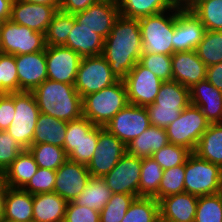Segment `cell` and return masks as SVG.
Segmentation results:
<instances>
[{
	"mask_svg": "<svg viewBox=\"0 0 222 222\" xmlns=\"http://www.w3.org/2000/svg\"><path fill=\"white\" fill-rule=\"evenodd\" d=\"M168 143L166 130L150 125L138 137L127 144V153L140 158L152 157L153 153Z\"/></svg>",
	"mask_w": 222,
	"mask_h": 222,
	"instance_id": "27",
	"label": "cell"
},
{
	"mask_svg": "<svg viewBox=\"0 0 222 222\" xmlns=\"http://www.w3.org/2000/svg\"><path fill=\"white\" fill-rule=\"evenodd\" d=\"M141 54L139 20L119 15L105 39L102 52L111 72L123 80L139 61Z\"/></svg>",
	"mask_w": 222,
	"mask_h": 222,
	"instance_id": "1",
	"label": "cell"
},
{
	"mask_svg": "<svg viewBox=\"0 0 222 222\" xmlns=\"http://www.w3.org/2000/svg\"><path fill=\"white\" fill-rule=\"evenodd\" d=\"M191 153L192 152L185 147L168 143L166 146L153 153L152 157L163 170H166L186 163Z\"/></svg>",
	"mask_w": 222,
	"mask_h": 222,
	"instance_id": "43",
	"label": "cell"
},
{
	"mask_svg": "<svg viewBox=\"0 0 222 222\" xmlns=\"http://www.w3.org/2000/svg\"><path fill=\"white\" fill-rule=\"evenodd\" d=\"M23 150L12 135L0 131V172L4 173Z\"/></svg>",
	"mask_w": 222,
	"mask_h": 222,
	"instance_id": "48",
	"label": "cell"
},
{
	"mask_svg": "<svg viewBox=\"0 0 222 222\" xmlns=\"http://www.w3.org/2000/svg\"><path fill=\"white\" fill-rule=\"evenodd\" d=\"M136 197L130 194L113 193L100 211V222H121Z\"/></svg>",
	"mask_w": 222,
	"mask_h": 222,
	"instance_id": "40",
	"label": "cell"
},
{
	"mask_svg": "<svg viewBox=\"0 0 222 222\" xmlns=\"http://www.w3.org/2000/svg\"><path fill=\"white\" fill-rule=\"evenodd\" d=\"M19 92L15 56L2 53L0 55V94Z\"/></svg>",
	"mask_w": 222,
	"mask_h": 222,
	"instance_id": "42",
	"label": "cell"
},
{
	"mask_svg": "<svg viewBox=\"0 0 222 222\" xmlns=\"http://www.w3.org/2000/svg\"><path fill=\"white\" fill-rule=\"evenodd\" d=\"M67 122L53 116L39 113L32 144L49 143L64 146Z\"/></svg>",
	"mask_w": 222,
	"mask_h": 222,
	"instance_id": "28",
	"label": "cell"
},
{
	"mask_svg": "<svg viewBox=\"0 0 222 222\" xmlns=\"http://www.w3.org/2000/svg\"><path fill=\"white\" fill-rule=\"evenodd\" d=\"M222 184V168L192 152L185 163V192L196 196L217 194Z\"/></svg>",
	"mask_w": 222,
	"mask_h": 222,
	"instance_id": "5",
	"label": "cell"
},
{
	"mask_svg": "<svg viewBox=\"0 0 222 222\" xmlns=\"http://www.w3.org/2000/svg\"><path fill=\"white\" fill-rule=\"evenodd\" d=\"M98 1L99 0H60L59 9L63 12L74 14L86 10Z\"/></svg>",
	"mask_w": 222,
	"mask_h": 222,
	"instance_id": "52",
	"label": "cell"
},
{
	"mask_svg": "<svg viewBox=\"0 0 222 222\" xmlns=\"http://www.w3.org/2000/svg\"><path fill=\"white\" fill-rule=\"evenodd\" d=\"M127 152L126 145L106 128L98 126V142L87 168L91 176L103 177Z\"/></svg>",
	"mask_w": 222,
	"mask_h": 222,
	"instance_id": "10",
	"label": "cell"
},
{
	"mask_svg": "<svg viewBox=\"0 0 222 222\" xmlns=\"http://www.w3.org/2000/svg\"><path fill=\"white\" fill-rule=\"evenodd\" d=\"M67 204L55 192L33 195V222H64Z\"/></svg>",
	"mask_w": 222,
	"mask_h": 222,
	"instance_id": "24",
	"label": "cell"
},
{
	"mask_svg": "<svg viewBox=\"0 0 222 222\" xmlns=\"http://www.w3.org/2000/svg\"><path fill=\"white\" fill-rule=\"evenodd\" d=\"M194 222H222V201L218 193L198 197Z\"/></svg>",
	"mask_w": 222,
	"mask_h": 222,
	"instance_id": "41",
	"label": "cell"
},
{
	"mask_svg": "<svg viewBox=\"0 0 222 222\" xmlns=\"http://www.w3.org/2000/svg\"><path fill=\"white\" fill-rule=\"evenodd\" d=\"M28 150L34 156L39 168L56 171L68 159L64 148L49 143L32 144Z\"/></svg>",
	"mask_w": 222,
	"mask_h": 222,
	"instance_id": "35",
	"label": "cell"
},
{
	"mask_svg": "<svg viewBox=\"0 0 222 222\" xmlns=\"http://www.w3.org/2000/svg\"><path fill=\"white\" fill-rule=\"evenodd\" d=\"M191 104L190 90L176 81H164L152 105L156 108L185 109Z\"/></svg>",
	"mask_w": 222,
	"mask_h": 222,
	"instance_id": "31",
	"label": "cell"
},
{
	"mask_svg": "<svg viewBox=\"0 0 222 222\" xmlns=\"http://www.w3.org/2000/svg\"><path fill=\"white\" fill-rule=\"evenodd\" d=\"M0 47L2 53L11 55L43 51L46 48L45 34L9 19L0 24Z\"/></svg>",
	"mask_w": 222,
	"mask_h": 222,
	"instance_id": "8",
	"label": "cell"
},
{
	"mask_svg": "<svg viewBox=\"0 0 222 222\" xmlns=\"http://www.w3.org/2000/svg\"><path fill=\"white\" fill-rule=\"evenodd\" d=\"M117 2L121 16L140 19L170 10L178 0H117Z\"/></svg>",
	"mask_w": 222,
	"mask_h": 222,
	"instance_id": "29",
	"label": "cell"
},
{
	"mask_svg": "<svg viewBox=\"0 0 222 222\" xmlns=\"http://www.w3.org/2000/svg\"><path fill=\"white\" fill-rule=\"evenodd\" d=\"M64 222H100V212L68 202Z\"/></svg>",
	"mask_w": 222,
	"mask_h": 222,
	"instance_id": "50",
	"label": "cell"
},
{
	"mask_svg": "<svg viewBox=\"0 0 222 222\" xmlns=\"http://www.w3.org/2000/svg\"><path fill=\"white\" fill-rule=\"evenodd\" d=\"M190 90L191 104L199 107L210 124L222 123V92L207 79L194 84Z\"/></svg>",
	"mask_w": 222,
	"mask_h": 222,
	"instance_id": "21",
	"label": "cell"
},
{
	"mask_svg": "<svg viewBox=\"0 0 222 222\" xmlns=\"http://www.w3.org/2000/svg\"><path fill=\"white\" fill-rule=\"evenodd\" d=\"M206 79L222 92V62L207 67Z\"/></svg>",
	"mask_w": 222,
	"mask_h": 222,
	"instance_id": "53",
	"label": "cell"
},
{
	"mask_svg": "<svg viewBox=\"0 0 222 222\" xmlns=\"http://www.w3.org/2000/svg\"><path fill=\"white\" fill-rule=\"evenodd\" d=\"M0 222H15V221L1 219Z\"/></svg>",
	"mask_w": 222,
	"mask_h": 222,
	"instance_id": "60",
	"label": "cell"
},
{
	"mask_svg": "<svg viewBox=\"0 0 222 222\" xmlns=\"http://www.w3.org/2000/svg\"><path fill=\"white\" fill-rule=\"evenodd\" d=\"M58 10L59 6L40 5L13 0L10 20L16 24L46 34L48 26Z\"/></svg>",
	"mask_w": 222,
	"mask_h": 222,
	"instance_id": "18",
	"label": "cell"
},
{
	"mask_svg": "<svg viewBox=\"0 0 222 222\" xmlns=\"http://www.w3.org/2000/svg\"><path fill=\"white\" fill-rule=\"evenodd\" d=\"M14 108L15 115L6 131L22 148L28 149L32 145L40 113L34 94L26 91L15 92Z\"/></svg>",
	"mask_w": 222,
	"mask_h": 222,
	"instance_id": "7",
	"label": "cell"
},
{
	"mask_svg": "<svg viewBox=\"0 0 222 222\" xmlns=\"http://www.w3.org/2000/svg\"><path fill=\"white\" fill-rule=\"evenodd\" d=\"M14 56L19 78V92H32L47 79L45 50Z\"/></svg>",
	"mask_w": 222,
	"mask_h": 222,
	"instance_id": "19",
	"label": "cell"
},
{
	"mask_svg": "<svg viewBox=\"0 0 222 222\" xmlns=\"http://www.w3.org/2000/svg\"><path fill=\"white\" fill-rule=\"evenodd\" d=\"M3 202H4V185L0 186V218L3 215Z\"/></svg>",
	"mask_w": 222,
	"mask_h": 222,
	"instance_id": "57",
	"label": "cell"
},
{
	"mask_svg": "<svg viewBox=\"0 0 222 222\" xmlns=\"http://www.w3.org/2000/svg\"><path fill=\"white\" fill-rule=\"evenodd\" d=\"M2 219L33 222V195L23 189L4 186Z\"/></svg>",
	"mask_w": 222,
	"mask_h": 222,
	"instance_id": "23",
	"label": "cell"
},
{
	"mask_svg": "<svg viewBox=\"0 0 222 222\" xmlns=\"http://www.w3.org/2000/svg\"><path fill=\"white\" fill-rule=\"evenodd\" d=\"M209 124L202 110L190 104L165 130L169 143L194 152Z\"/></svg>",
	"mask_w": 222,
	"mask_h": 222,
	"instance_id": "6",
	"label": "cell"
},
{
	"mask_svg": "<svg viewBox=\"0 0 222 222\" xmlns=\"http://www.w3.org/2000/svg\"><path fill=\"white\" fill-rule=\"evenodd\" d=\"M218 195L220 196V199L222 201V184L220 185L219 191H218Z\"/></svg>",
	"mask_w": 222,
	"mask_h": 222,
	"instance_id": "58",
	"label": "cell"
},
{
	"mask_svg": "<svg viewBox=\"0 0 222 222\" xmlns=\"http://www.w3.org/2000/svg\"><path fill=\"white\" fill-rule=\"evenodd\" d=\"M56 171L46 168H38L37 172L23 188L24 191L35 195L54 192Z\"/></svg>",
	"mask_w": 222,
	"mask_h": 222,
	"instance_id": "47",
	"label": "cell"
},
{
	"mask_svg": "<svg viewBox=\"0 0 222 222\" xmlns=\"http://www.w3.org/2000/svg\"><path fill=\"white\" fill-rule=\"evenodd\" d=\"M185 163L163 171L158 192L153 196L160 199L185 192L184 187Z\"/></svg>",
	"mask_w": 222,
	"mask_h": 222,
	"instance_id": "39",
	"label": "cell"
},
{
	"mask_svg": "<svg viewBox=\"0 0 222 222\" xmlns=\"http://www.w3.org/2000/svg\"><path fill=\"white\" fill-rule=\"evenodd\" d=\"M98 142V126H95L82 140L75 146L68 155V159L73 162L88 165L91 161Z\"/></svg>",
	"mask_w": 222,
	"mask_h": 222,
	"instance_id": "46",
	"label": "cell"
},
{
	"mask_svg": "<svg viewBox=\"0 0 222 222\" xmlns=\"http://www.w3.org/2000/svg\"><path fill=\"white\" fill-rule=\"evenodd\" d=\"M34 156L24 149L3 173V185L23 189L38 170Z\"/></svg>",
	"mask_w": 222,
	"mask_h": 222,
	"instance_id": "26",
	"label": "cell"
},
{
	"mask_svg": "<svg viewBox=\"0 0 222 222\" xmlns=\"http://www.w3.org/2000/svg\"><path fill=\"white\" fill-rule=\"evenodd\" d=\"M127 104L125 83L123 80H118L112 86L84 96L82 116L95 126L104 127Z\"/></svg>",
	"mask_w": 222,
	"mask_h": 222,
	"instance_id": "3",
	"label": "cell"
},
{
	"mask_svg": "<svg viewBox=\"0 0 222 222\" xmlns=\"http://www.w3.org/2000/svg\"><path fill=\"white\" fill-rule=\"evenodd\" d=\"M163 171L162 167L154 160L153 157L142 158L139 197H153L158 192Z\"/></svg>",
	"mask_w": 222,
	"mask_h": 222,
	"instance_id": "36",
	"label": "cell"
},
{
	"mask_svg": "<svg viewBox=\"0 0 222 222\" xmlns=\"http://www.w3.org/2000/svg\"><path fill=\"white\" fill-rule=\"evenodd\" d=\"M90 177L87 165L67 159L56 170L54 192L71 202L81 194Z\"/></svg>",
	"mask_w": 222,
	"mask_h": 222,
	"instance_id": "16",
	"label": "cell"
},
{
	"mask_svg": "<svg viewBox=\"0 0 222 222\" xmlns=\"http://www.w3.org/2000/svg\"><path fill=\"white\" fill-rule=\"evenodd\" d=\"M3 184V173L0 172V186Z\"/></svg>",
	"mask_w": 222,
	"mask_h": 222,
	"instance_id": "59",
	"label": "cell"
},
{
	"mask_svg": "<svg viewBox=\"0 0 222 222\" xmlns=\"http://www.w3.org/2000/svg\"><path fill=\"white\" fill-rule=\"evenodd\" d=\"M150 126V119L145 107L127 104L105 126L126 146Z\"/></svg>",
	"mask_w": 222,
	"mask_h": 222,
	"instance_id": "14",
	"label": "cell"
},
{
	"mask_svg": "<svg viewBox=\"0 0 222 222\" xmlns=\"http://www.w3.org/2000/svg\"><path fill=\"white\" fill-rule=\"evenodd\" d=\"M198 196L179 193L159 200L160 220L163 222H194Z\"/></svg>",
	"mask_w": 222,
	"mask_h": 222,
	"instance_id": "22",
	"label": "cell"
},
{
	"mask_svg": "<svg viewBox=\"0 0 222 222\" xmlns=\"http://www.w3.org/2000/svg\"><path fill=\"white\" fill-rule=\"evenodd\" d=\"M159 201L154 197H136L121 222H158Z\"/></svg>",
	"mask_w": 222,
	"mask_h": 222,
	"instance_id": "34",
	"label": "cell"
},
{
	"mask_svg": "<svg viewBox=\"0 0 222 222\" xmlns=\"http://www.w3.org/2000/svg\"><path fill=\"white\" fill-rule=\"evenodd\" d=\"M13 0H0V21L4 22L10 19L11 6Z\"/></svg>",
	"mask_w": 222,
	"mask_h": 222,
	"instance_id": "54",
	"label": "cell"
},
{
	"mask_svg": "<svg viewBox=\"0 0 222 222\" xmlns=\"http://www.w3.org/2000/svg\"><path fill=\"white\" fill-rule=\"evenodd\" d=\"M32 93L41 113L66 122L82 116V98L73 84L46 79Z\"/></svg>",
	"mask_w": 222,
	"mask_h": 222,
	"instance_id": "2",
	"label": "cell"
},
{
	"mask_svg": "<svg viewBox=\"0 0 222 222\" xmlns=\"http://www.w3.org/2000/svg\"><path fill=\"white\" fill-rule=\"evenodd\" d=\"M20 1L33 4H40V5L60 6V0H20Z\"/></svg>",
	"mask_w": 222,
	"mask_h": 222,
	"instance_id": "56",
	"label": "cell"
},
{
	"mask_svg": "<svg viewBox=\"0 0 222 222\" xmlns=\"http://www.w3.org/2000/svg\"><path fill=\"white\" fill-rule=\"evenodd\" d=\"M76 22L88 27L104 39L110 34L119 14L117 0H99L86 10L73 14Z\"/></svg>",
	"mask_w": 222,
	"mask_h": 222,
	"instance_id": "17",
	"label": "cell"
},
{
	"mask_svg": "<svg viewBox=\"0 0 222 222\" xmlns=\"http://www.w3.org/2000/svg\"><path fill=\"white\" fill-rule=\"evenodd\" d=\"M95 125L91 123L86 117L81 116L78 119L67 122L64 150L69 155L82 140V138L88 134Z\"/></svg>",
	"mask_w": 222,
	"mask_h": 222,
	"instance_id": "45",
	"label": "cell"
},
{
	"mask_svg": "<svg viewBox=\"0 0 222 222\" xmlns=\"http://www.w3.org/2000/svg\"><path fill=\"white\" fill-rule=\"evenodd\" d=\"M206 30L222 31V0H205L191 10Z\"/></svg>",
	"mask_w": 222,
	"mask_h": 222,
	"instance_id": "38",
	"label": "cell"
},
{
	"mask_svg": "<svg viewBox=\"0 0 222 222\" xmlns=\"http://www.w3.org/2000/svg\"><path fill=\"white\" fill-rule=\"evenodd\" d=\"M206 29L199 18L191 11L174 6L173 54L196 50Z\"/></svg>",
	"mask_w": 222,
	"mask_h": 222,
	"instance_id": "12",
	"label": "cell"
},
{
	"mask_svg": "<svg viewBox=\"0 0 222 222\" xmlns=\"http://www.w3.org/2000/svg\"><path fill=\"white\" fill-rule=\"evenodd\" d=\"M75 22L76 19L73 14L63 12L59 9L46 31V46H64Z\"/></svg>",
	"mask_w": 222,
	"mask_h": 222,
	"instance_id": "33",
	"label": "cell"
},
{
	"mask_svg": "<svg viewBox=\"0 0 222 222\" xmlns=\"http://www.w3.org/2000/svg\"><path fill=\"white\" fill-rule=\"evenodd\" d=\"M112 195L113 192L102 177L91 176L84 190L73 202L78 206H86L100 212Z\"/></svg>",
	"mask_w": 222,
	"mask_h": 222,
	"instance_id": "32",
	"label": "cell"
},
{
	"mask_svg": "<svg viewBox=\"0 0 222 222\" xmlns=\"http://www.w3.org/2000/svg\"><path fill=\"white\" fill-rule=\"evenodd\" d=\"M138 20L142 37V54L154 53L172 56L174 7L165 12L142 17Z\"/></svg>",
	"mask_w": 222,
	"mask_h": 222,
	"instance_id": "4",
	"label": "cell"
},
{
	"mask_svg": "<svg viewBox=\"0 0 222 222\" xmlns=\"http://www.w3.org/2000/svg\"><path fill=\"white\" fill-rule=\"evenodd\" d=\"M129 104L146 107L153 104L163 81L139 62L123 79Z\"/></svg>",
	"mask_w": 222,
	"mask_h": 222,
	"instance_id": "11",
	"label": "cell"
},
{
	"mask_svg": "<svg viewBox=\"0 0 222 222\" xmlns=\"http://www.w3.org/2000/svg\"><path fill=\"white\" fill-rule=\"evenodd\" d=\"M196 52L207 67L222 62V31L206 30Z\"/></svg>",
	"mask_w": 222,
	"mask_h": 222,
	"instance_id": "37",
	"label": "cell"
},
{
	"mask_svg": "<svg viewBox=\"0 0 222 222\" xmlns=\"http://www.w3.org/2000/svg\"><path fill=\"white\" fill-rule=\"evenodd\" d=\"M105 39L88 27L75 22L65 47L77 52L82 58L102 55Z\"/></svg>",
	"mask_w": 222,
	"mask_h": 222,
	"instance_id": "25",
	"label": "cell"
},
{
	"mask_svg": "<svg viewBox=\"0 0 222 222\" xmlns=\"http://www.w3.org/2000/svg\"><path fill=\"white\" fill-rule=\"evenodd\" d=\"M15 115L14 93L0 94V131H6Z\"/></svg>",
	"mask_w": 222,
	"mask_h": 222,
	"instance_id": "51",
	"label": "cell"
},
{
	"mask_svg": "<svg viewBox=\"0 0 222 222\" xmlns=\"http://www.w3.org/2000/svg\"><path fill=\"white\" fill-rule=\"evenodd\" d=\"M205 0H178V4L181 8L192 10L199 2Z\"/></svg>",
	"mask_w": 222,
	"mask_h": 222,
	"instance_id": "55",
	"label": "cell"
},
{
	"mask_svg": "<svg viewBox=\"0 0 222 222\" xmlns=\"http://www.w3.org/2000/svg\"><path fill=\"white\" fill-rule=\"evenodd\" d=\"M151 70L163 82L172 81V56L165 54H141L138 61Z\"/></svg>",
	"mask_w": 222,
	"mask_h": 222,
	"instance_id": "44",
	"label": "cell"
},
{
	"mask_svg": "<svg viewBox=\"0 0 222 222\" xmlns=\"http://www.w3.org/2000/svg\"><path fill=\"white\" fill-rule=\"evenodd\" d=\"M150 119V125L159 128H166L175 119H177L184 109H167V108H156L150 104L145 107Z\"/></svg>",
	"mask_w": 222,
	"mask_h": 222,
	"instance_id": "49",
	"label": "cell"
},
{
	"mask_svg": "<svg viewBox=\"0 0 222 222\" xmlns=\"http://www.w3.org/2000/svg\"><path fill=\"white\" fill-rule=\"evenodd\" d=\"M194 153L222 168V123L209 124Z\"/></svg>",
	"mask_w": 222,
	"mask_h": 222,
	"instance_id": "30",
	"label": "cell"
},
{
	"mask_svg": "<svg viewBox=\"0 0 222 222\" xmlns=\"http://www.w3.org/2000/svg\"><path fill=\"white\" fill-rule=\"evenodd\" d=\"M141 166L142 158L126 152L112 170L102 178L113 193L139 197Z\"/></svg>",
	"mask_w": 222,
	"mask_h": 222,
	"instance_id": "13",
	"label": "cell"
},
{
	"mask_svg": "<svg viewBox=\"0 0 222 222\" xmlns=\"http://www.w3.org/2000/svg\"><path fill=\"white\" fill-rule=\"evenodd\" d=\"M45 54L47 79L74 85L82 57L65 46H46Z\"/></svg>",
	"mask_w": 222,
	"mask_h": 222,
	"instance_id": "15",
	"label": "cell"
},
{
	"mask_svg": "<svg viewBox=\"0 0 222 222\" xmlns=\"http://www.w3.org/2000/svg\"><path fill=\"white\" fill-rule=\"evenodd\" d=\"M207 66L199 59L196 50L176 52L172 55V80L191 88L206 79Z\"/></svg>",
	"mask_w": 222,
	"mask_h": 222,
	"instance_id": "20",
	"label": "cell"
},
{
	"mask_svg": "<svg viewBox=\"0 0 222 222\" xmlns=\"http://www.w3.org/2000/svg\"><path fill=\"white\" fill-rule=\"evenodd\" d=\"M119 79L111 72L110 65L102 55L81 58L75 79V89L83 98L112 86Z\"/></svg>",
	"mask_w": 222,
	"mask_h": 222,
	"instance_id": "9",
	"label": "cell"
}]
</instances>
